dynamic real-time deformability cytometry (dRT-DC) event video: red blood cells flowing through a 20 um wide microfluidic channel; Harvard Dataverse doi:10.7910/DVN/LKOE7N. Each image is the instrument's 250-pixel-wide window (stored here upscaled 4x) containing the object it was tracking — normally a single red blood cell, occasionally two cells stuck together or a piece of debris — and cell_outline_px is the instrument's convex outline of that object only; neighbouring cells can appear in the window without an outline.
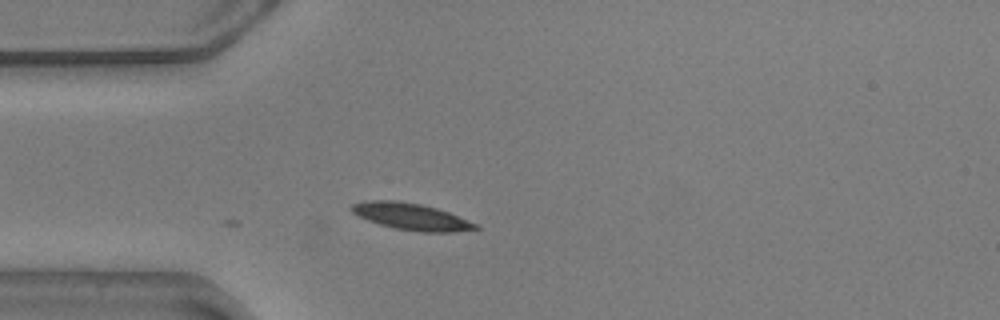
{"species": "common noctule bat (a hibernating species)", "species_latin": "Nyctalus noctula", "temperature_condition": "warm", "stored_images_in_passage": 42, "camera_frame_rate_fps": 3000, "um_per_image_px": 0.085, "animal": {"sex": "male", "body_mass_g": 20.5, "forearm_length_mm": 52.5}, "frame": {"image": 1, "passage_image": 1, "time_ms": 0.0, "image_size_px": [1000, 320], "cell_outline_px": [[480, 228], [456, 232], [420, 232], [396, 228], [380, 224], [368, 220], [352, 212], [348, 208], [352, 204], [368, 200], [400, 200], [420, 204], [436, 208], [448, 212], [476, 224]], "centroid_in_image_um": [34.92, 18.4], "position_along_channel_um": 50.1, "area_um2": 19.13}}
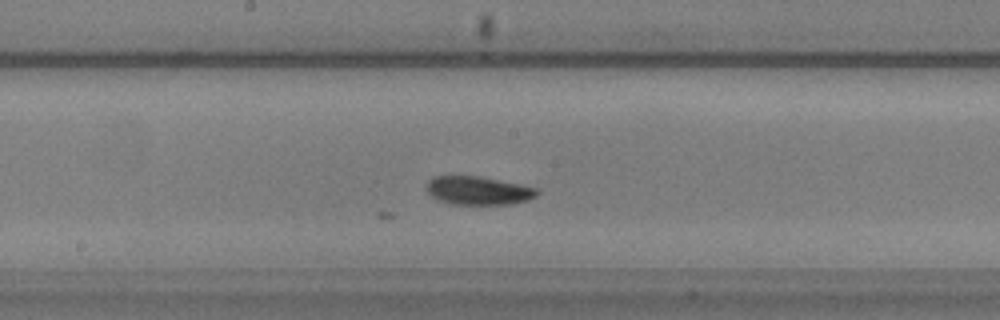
{"frame": {"image": 2, "passage_image": 15, "time_ms": 4.667, "image_size_px": [1000, 320], "cell_outline_px": [[540, 192], [536, 196], [528, 200], [512, 204], [452, 204], [440, 200], [432, 196], [428, 192], [428, 180], [432, 176], [476, 176], [520, 184], [540, 188]], "centroid_in_image_um": [40.7, 16.2], "position_along_channel_um": 207.5, "area_um2": 18.21}}
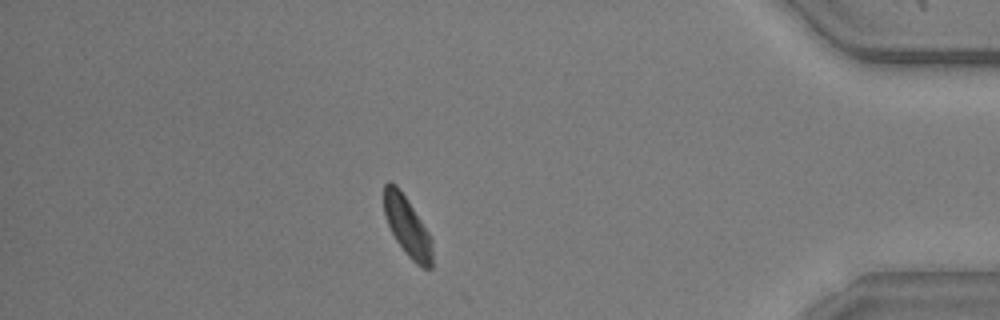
{"frame": {"image": 3, "passage_image": 35, "time_ms": 11.333, "image_size_px": [1000, 320], "cell_outline_px": [[432, 268], [420, 268], [408, 256], [396, 240], [388, 224], [384, 212], [384, 184], [388, 180], [396, 184], [400, 188], [408, 200], [428, 232], [432, 240]], "centroid_in_image_um": [34.62, 19.24], "position_along_channel_um": 400.6, "area_um2": 16.76}}